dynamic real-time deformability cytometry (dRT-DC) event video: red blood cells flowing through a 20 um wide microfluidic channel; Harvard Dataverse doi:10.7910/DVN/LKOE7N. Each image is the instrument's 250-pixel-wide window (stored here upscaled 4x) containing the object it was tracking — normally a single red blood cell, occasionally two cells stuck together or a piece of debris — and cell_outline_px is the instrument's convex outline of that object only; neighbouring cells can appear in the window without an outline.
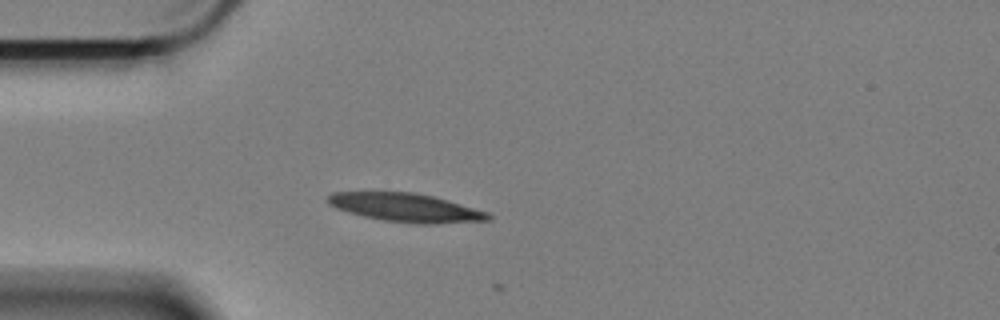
{"species": "Egyptian fruit bat (a non-hibernating species)", "species_latin": "Rousettus aegyptiacus", "temperature_condition": "cold", "stored_images_in_passage": 2, "camera_frame_rate_fps": 3000, "um_per_image_px": 0.085, "animal": {"sex": "female"}, "frame": {"image": 1, "passage_image": 1, "time_ms": 0.0, "image_size_px": [1000, 320], "cell_outline_px": [[492, 220], [432, 224], [412, 224], [384, 220], [364, 216], [348, 212], [336, 208], [328, 204], [324, 200], [332, 192], [416, 192], [448, 200], [488, 212], [492, 216]], "centroid_in_image_um": [34.49, 17.65], "position_along_channel_um": 50.5, "area_um2": 26.82}}